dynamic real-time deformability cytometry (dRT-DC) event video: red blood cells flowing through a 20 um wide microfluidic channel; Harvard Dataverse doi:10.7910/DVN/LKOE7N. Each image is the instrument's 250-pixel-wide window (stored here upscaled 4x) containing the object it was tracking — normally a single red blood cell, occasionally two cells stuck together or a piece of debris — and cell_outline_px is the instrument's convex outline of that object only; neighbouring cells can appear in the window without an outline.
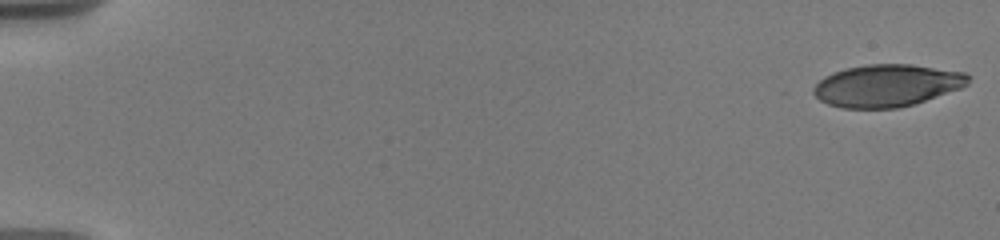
{"species": "human", "species_latin": "Homo sapiens", "temperature_condition": "warm", "stored_images_in_passage": 30, "camera_frame_rate_fps": 3000, "um_per_image_px": 0.085, "donor": {"sex": "male"}, "frame": {"image": 1, "passage_image": 1, "time_ms": 0.0, "image_size_px": [1000, 240], "cell_outline_px": [[972, 76], [968, 84], [960, 88], [900, 108], [840, 108], [828, 104], [820, 100], [812, 92], [812, 88], [824, 76], [832, 72], [848, 68], [868, 64], [912, 64], [964, 72]], "centroid_in_image_um": [75.37, 7.26], "position_along_channel_um": 9.6, "area_um2": 38.03}}
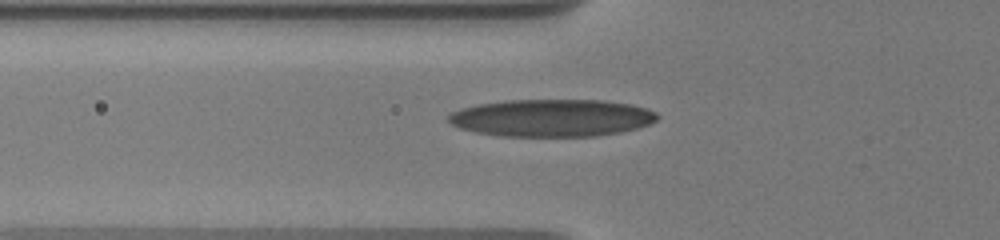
{"frame": {"image": 2, "passage_image": 24, "time_ms": 6.667, "image_size_px": [1000, 240], "cell_outline_px": [[660, 116], [656, 120], [648, 124], [636, 128], [620, 132], [596, 136], [500, 136], [476, 132], [460, 128], [452, 124], [448, 120], [448, 112], [460, 108], [476, 104], [504, 100], [604, 100], [632, 104], [648, 108], [656, 112]], "centroid_in_image_um": [46.88, 10.01], "position_along_channel_um": 78.9, "area_um2": 45.84}}
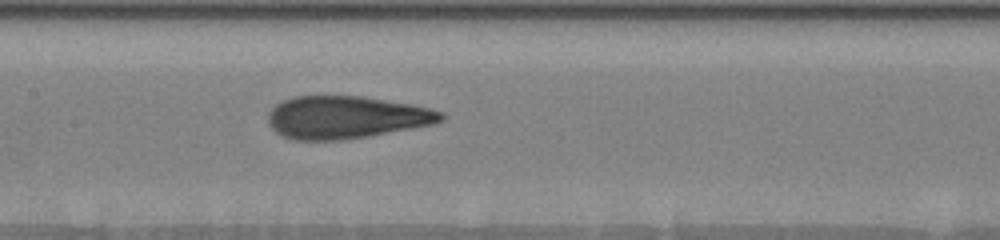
{"frame": {"image": 3, "passage_image": 30, "time_ms": 9.333, "image_size_px": [1000, 240], "cell_outline_px": [[444, 120], [432, 124], [412, 128], [368, 136], [340, 140], [292, 140], [280, 136], [268, 124], [268, 112], [276, 104], [292, 96], [360, 96], [412, 104], [432, 108], [444, 112]], "centroid_in_image_um": [29.4, 9.97], "position_along_channel_um": 178.0, "area_um2": 43.06}}